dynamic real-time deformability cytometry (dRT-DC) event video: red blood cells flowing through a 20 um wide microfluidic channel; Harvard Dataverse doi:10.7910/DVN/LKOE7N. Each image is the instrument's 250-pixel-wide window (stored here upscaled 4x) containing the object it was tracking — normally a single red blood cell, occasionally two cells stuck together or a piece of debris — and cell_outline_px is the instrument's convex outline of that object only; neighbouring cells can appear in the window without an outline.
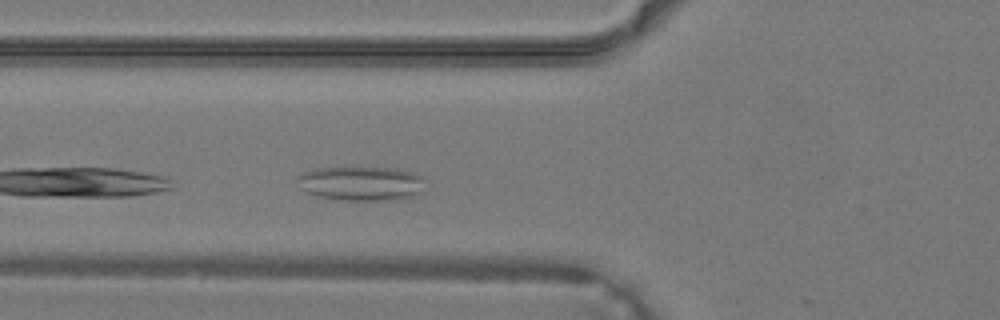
{"species": "common noctule bat (a hibernating species)", "species_latin": "Nyctalus noctula", "temperature_condition": "warm", "stored_images_in_passage": 22, "camera_frame_rate_fps": 3000, "um_per_image_px": 0.085, "animal": {"sex": "male", "body_mass_g": 19.2, "forearm_length_mm": 51.8}, "frame": {"image": 1, "passage_image": 4, "time_ms": 1.0, "image_size_px": [1000, 320], "cell_outline_px": [[424, 180], [420, 192], [416, 196], [400, 200], [344, 200], [320, 196], [308, 192], [300, 188], [296, 180], [304, 172], [316, 168], [396, 168], [412, 172], [420, 176]], "centroid_in_image_um": [30.73, 15.6], "position_along_channel_um": 95.1, "area_um2": 25.37}}
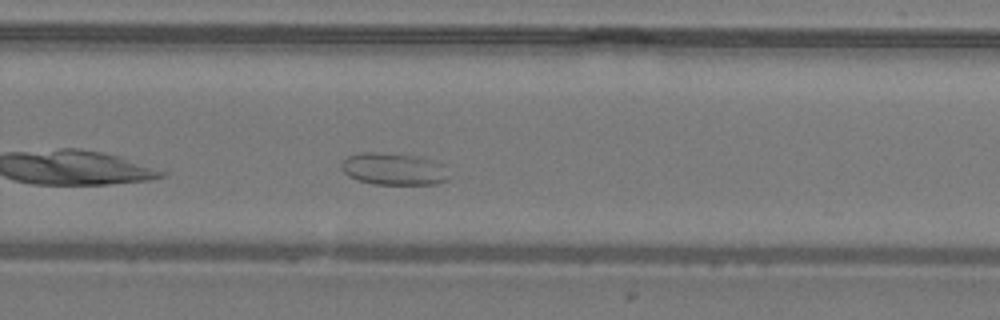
{"frame": {"image": 2, "passage_image": 16, "time_ms": 5.0, "image_size_px": [1000, 320], "cell_outline_px": [[448, 180], [436, 184], [372, 184], [356, 180], [348, 176], [340, 168], [340, 164], [348, 156], [364, 152], [372, 152], [416, 156], [432, 160], [448, 176]], "centroid_in_image_um": [33.35, 14.38], "position_along_channel_um": 296.4, "area_um2": 19.65}}